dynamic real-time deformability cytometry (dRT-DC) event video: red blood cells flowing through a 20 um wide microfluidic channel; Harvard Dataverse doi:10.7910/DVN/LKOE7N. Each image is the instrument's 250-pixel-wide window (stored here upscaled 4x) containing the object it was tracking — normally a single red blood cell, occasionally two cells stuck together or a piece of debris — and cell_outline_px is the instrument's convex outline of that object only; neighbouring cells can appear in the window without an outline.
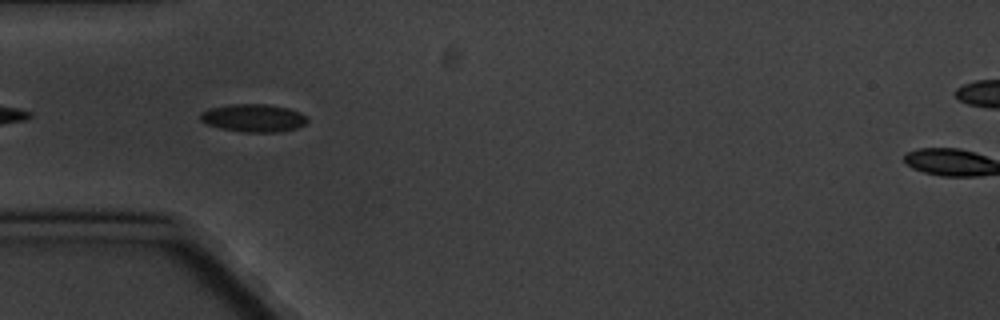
{"species": "common noctule bat (a hibernating species)", "species_latin": "Nyctalus noctula", "temperature_condition": "cold", "stored_images_in_passage": 5, "camera_frame_rate_fps": 3000, "um_per_image_px": 0.085, "animal": {"sex": "male", "body_mass_g": 20.1, "forearm_length_mm": 53.5}, "frame": {"image": 1, "passage_image": 4, "time_ms": 4.333, "image_size_px": [1000, 320], "cell_outline_px": [[308, 120], [304, 124], [296, 128], [276, 132], [244, 132], [220, 128], [204, 124], [200, 120], [200, 112], [208, 108], [228, 104], [268, 104], [288, 108], [300, 112], [308, 116]], "centroid_in_image_um": [21.51, 10.02], "position_along_channel_um": 63.5, "area_um2": 17.57}}